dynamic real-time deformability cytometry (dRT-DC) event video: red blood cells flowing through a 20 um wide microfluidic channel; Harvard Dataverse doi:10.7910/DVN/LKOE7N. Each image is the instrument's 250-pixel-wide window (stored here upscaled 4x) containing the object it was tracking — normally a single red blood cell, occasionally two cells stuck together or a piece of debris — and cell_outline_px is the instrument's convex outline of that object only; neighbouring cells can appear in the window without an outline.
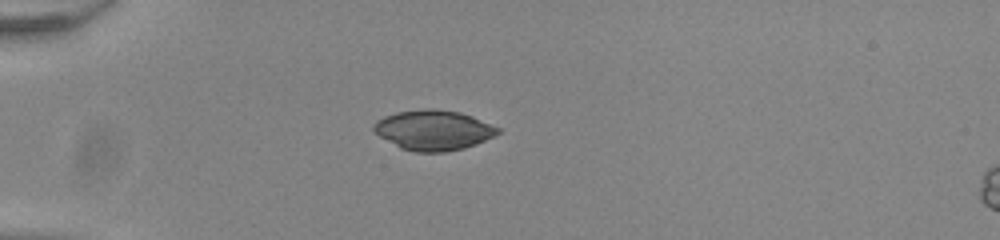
{"species": "common noctule bat (a hibernating species)", "species_latin": "Nyctalus noctula", "temperature_condition": "room temperature", "stored_images_in_passage": 39, "camera_frame_rate_fps": 3000, "um_per_image_px": 0.085, "animal": {"sex": "male", "body_mass_g": 20.0, "forearm_length_mm": 53.3}, "frame": {"image": 1, "passage_image": 1, "time_ms": 0.0, "image_size_px": [1000, 240], "cell_outline_px": [[500, 132], [496, 136], [476, 144], [464, 148], [444, 152], [416, 152], [400, 148], [372, 132], [372, 124], [376, 120], [384, 116], [396, 112], [424, 108], [432, 108], [460, 112], [472, 116], [500, 128]], "centroid_in_image_um": [36.82, 11.06], "position_along_channel_um": 48.2, "area_um2": 29.3}}
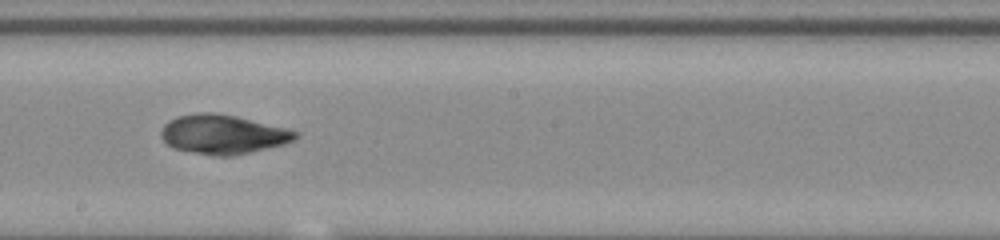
{"frame": {"image": 2, "passage_image": 17, "time_ms": 5.333, "image_size_px": [1000, 240], "cell_outline_px": [[300, 132], [296, 140], [284, 144], [232, 156], [212, 156], [172, 148], [160, 136], [160, 132], [164, 124], [168, 120], [176, 116], [196, 112], [216, 112], [236, 116], [288, 128]], "centroid_in_image_um": [18.95, 11.41], "position_along_channel_um": 229.3, "area_um2": 31.1}}
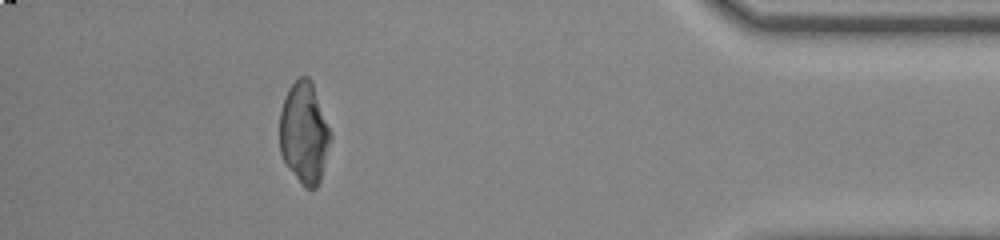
{"frame": {"image": 3, "passage_image": 34, "time_ms": 11.0, "image_size_px": [1000, 240], "cell_outline_px": [[332, 136], [320, 180], [316, 188], [304, 188], [300, 184], [284, 160], [280, 152], [280, 112], [288, 88], [300, 76], [308, 76], [312, 80]], "centroid_in_image_um": [25.86, 11.29], "position_along_channel_um": 409.3, "area_um2": 29.94}}